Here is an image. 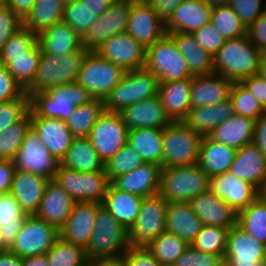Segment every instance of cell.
Masks as SVG:
<instances>
[{"label":"cell","instance_id":"cell-1","mask_svg":"<svg viewBox=\"0 0 266 266\" xmlns=\"http://www.w3.org/2000/svg\"><path fill=\"white\" fill-rule=\"evenodd\" d=\"M265 56L249 37L226 39L213 56L214 73L233 82L258 74L260 63Z\"/></svg>","mask_w":266,"mask_h":266},{"label":"cell","instance_id":"cell-2","mask_svg":"<svg viewBox=\"0 0 266 266\" xmlns=\"http://www.w3.org/2000/svg\"><path fill=\"white\" fill-rule=\"evenodd\" d=\"M210 189V176L198 165L161 168L159 194L167 202H189Z\"/></svg>","mask_w":266,"mask_h":266},{"label":"cell","instance_id":"cell-3","mask_svg":"<svg viewBox=\"0 0 266 266\" xmlns=\"http://www.w3.org/2000/svg\"><path fill=\"white\" fill-rule=\"evenodd\" d=\"M88 52L84 47L60 56L42 52L36 78L26 93L30 97L33 93L45 92L54 86L77 82Z\"/></svg>","mask_w":266,"mask_h":266},{"label":"cell","instance_id":"cell-4","mask_svg":"<svg viewBox=\"0 0 266 266\" xmlns=\"http://www.w3.org/2000/svg\"><path fill=\"white\" fill-rule=\"evenodd\" d=\"M93 97L78 82L61 84L45 92L30 96V108L39 117L66 121L75 108L88 103Z\"/></svg>","mask_w":266,"mask_h":266},{"label":"cell","instance_id":"cell-5","mask_svg":"<svg viewBox=\"0 0 266 266\" xmlns=\"http://www.w3.org/2000/svg\"><path fill=\"white\" fill-rule=\"evenodd\" d=\"M159 85L156 75L145 68L126 71L121 81L103 99L104 110L119 113L134 103L158 96Z\"/></svg>","mask_w":266,"mask_h":266},{"label":"cell","instance_id":"cell-6","mask_svg":"<svg viewBox=\"0 0 266 266\" xmlns=\"http://www.w3.org/2000/svg\"><path fill=\"white\" fill-rule=\"evenodd\" d=\"M90 241L85 249L88 259L123 255L131 246L128 230L103 206L97 211Z\"/></svg>","mask_w":266,"mask_h":266},{"label":"cell","instance_id":"cell-7","mask_svg":"<svg viewBox=\"0 0 266 266\" xmlns=\"http://www.w3.org/2000/svg\"><path fill=\"white\" fill-rule=\"evenodd\" d=\"M203 135L184 121H172L163 128V167L198 163Z\"/></svg>","mask_w":266,"mask_h":266},{"label":"cell","instance_id":"cell-8","mask_svg":"<svg viewBox=\"0 0 266 266\" xmlns=\"http://www.w3.org/2000/svg\"><path fill=\"white\" fill-rule=\"evenodd\" d=\"M144 68L156 75L160 82L193 77L174 39L167 33L146 48Z\"/></svg>","mask_w":266,"mask_h":266},{"label":"cell","instance_id":"cell-9","mask_svg":"<svg viewBox=\"0 0 266 266\" xmlns=\"http://www.w3.org/2000/svg\"><path fill=\"white\" fill-rule=\"evenodd\" d=\"M76 202L102 203L111 184L106 171L80 172L58 166L53 179Z\"/></svg>","mask_w":266,"mask_h":266},{"label":"cell","instance_id":"cell-10","mask_svg":"<svg viewBox=\"0 0 266 266\" xmlns=\"http://www.w3.org/2000/svg\"><path fill=\"white\" fill-rule=\"evenodd\" d=\"M168 202L159 193L143 197L139 214L128 230L131 246H147L166 230Z\"/></svg>","mask_w":266,"mask_h":266},{"label":"cell","instance_id":"cell-11","mask_svg":"<svg viewBox=\"0 0 266 266\" xmlns=\"http://www.w3.org/2000/svg\"><path fill=\"white\" fill-rule=\"evenodd\" d=\"M124 73L121 67L89 51L83 60L77 82L93 98L104 99L121 81Z\"/></svg>","mask_w":266,"mask_h":266},{"label":"cell","instance_id":"cell-12","mask_svg":"<svg viewBox=\"0 0 266 266\" xmlns=\"http://www.w3.org/2000/svg\"><path fill=\"white\" fill-rule=\"evenodd\" d=\"M59 238V229L54 225L34 214L27 215L14 243L8 250L22 258L44 255Z\"/></svg>","mask_w":266,"mask_h":266},{"label":"cell","instance_id":"cell-13","mask_svg":"<svg viewBox=\"0 0 266 266\" xmlns=\"http://www.w3.org/2000/svg\"><path fill=\"white\" fill-rule=\"evenodd\" d=\"M134 1L114 0L109 9L98 16L82 37L83 47L88 51H94L109 38L126 32Z\"/></svg>","mask_w":266,"mask_h":266},{"label":"cell","instance_id":"cell-14","mask_svg":"<svg viewBox=\"0 0 266 266\" xmlns=\"http://www.w3.org/2000/svg\"><path fill=\"white\" fill-rule=\"evenodd\" d=\"M128 131L119 113L104 111L92 127L88 138L106 163L127 144Z\"/></svg>","mask_w":266,"mask_h":266},{"label":"cell","instance_id":"cell-15","mask_svg":"<svg viewBox=\"0 0 266 266\" xmlns=\"http://www.w3.org/2000/svg\"><path fill=\"white\" fill-rule=\"evenodd\" d=\"M16 170L32 172L54 179L59 162L50 155L35 129L30 126L21 147L12 160Z\"/></svg>","mask_w":266,"mask_h":266},{"label":"cell","instance_id":"cell-16","mask_svg":"<svg viewBox=\"0 0 266 266\" xmlns=\"http://www.w3.org/2000/svg\"><path fill=\"white\" fill-rule=\"evenodd\" d=\"M93 52L125 72L143 69L146 63V48L127 32L109 38Z\"/></svg>","mask_w":266,"mask_h":266},{"label":"cell","instance_id":"cell-17","mask_svg":"<svg viewBox=\"0 0 266 266\" xmlns=\"http://www.w3.org/2000/svg\"><path fill=\"white\" fill-rule=\"evenodd\" d=\"M126 32L147 48L166 34L165 22L146 0H135Z\"/></svg>","mask_w":266,"mask_h":266},{"label":"cell","instance_id":"cell-18","mask_svg":"<svg viewBox=\"0 0 266 266\" xmlns=\"http://www.w3.org/2000/svg\"><path fill=\"white\" fill-rule=\"evenodd\" d=\"M266 259V245L237 224L229 230L224 261L228 266H252Z\"/></svg>","mask_w":266,"mask_h":266},{"label":"cell","instance_id":"cell-19","mask_svg":"<svg viewBox=\"0 0 266 266\" xmlns=\"http://www.w3.org/2000/svg\"><path fill=\"white\" fill-rule=\"evenodd\" d=\"M101 207L102 204L98 202H75L66 224L59 230L60 238L86 249L97 211Z\"/></svg>","mask_w":266,"mask_h":266},{"label":"cell","instance_id":"cell-20","mask_svg":"<svg viewBox=\"0 0 266 266\" xmlns=\"http://www.w3.org/2000/svg\"><path fill=\"white\" fill-rule=\"evenodd\" d=\"M30 119L31 126L50 155L60 162L75 138L66 122L58 118L39 117L31 108Z\"/></svg>","mask_w":266,"mask_h":266},{"label":"cell","instance_id":"cell-21","mask_svg":"<svg viewBox=\"0 0 266 266\" xmlns=\"http://www.w3.org/2000/svg\"><path fill=\"white\" fill-rule=\"evenodd\" d=\"M210 190L237 212L247 208L260 194L253 184L236 178L230 172L211 177Z\"/></svg>","mask_w":266,"mask_h":266},{"label":"cell","instance_id":"cell-22","mask_svg":"<svg viewBox=\"0 0 266 266\" xmlns=\"http://www.w3.org/2000/svg\"><path fill=\"white\" fill-rule=\"evenodd\" d=\"M212 8L205 0H183L165 22L166 33H194L210 23Z\"/></svg>","mask_w":266,"mask_h":266},{"label":"cell","instance_id":"cell-23","mask_svg":"<svg viewBox=\"0 0 266 266\" xmlns=\"http://www.w3.org/2000/svg\"><path fill=\"white\" fill-rule=\"evenodd\" d=\"M189 204L202 225L232 227L237 224L238 212L210 189L192 198Z\"/></svg>","mask_w":266,"mask_h":266},{"label":"cell","instance_id":"cell-24","mask_svg":"<svg viewBox=\"0 0 266 266\" xmlns=\"http://www.w3.org/2000/svg\"><path fill=\"white\" fill-rule=\"evenodd\" d=\"M119 114L128 130L135 128L163 129L172 122L162 106L159 95L125 107Z\"/></svg>","mask_w":266,"mask_h":266},{"label":"cell","instance_id":"cell-25","mask_svg":"<svg viewBox=\"0 0 266 266\" xmlns=\"http://www.w3.org/2000/svg\"><path fill=\"white\" fill-rule=\"evenodd\" d=\"M75 202L57 182L50 179L34 215L60 230L66 224Z\"/></svg>","mask_w":266,"mask_h":266},{"label":"cell","instance_id":"cell-26","mask_svg":"<svg viewBox=\"0 0 266 266\" xmlns=\"http://www.w3.org/2000/svg\"><path fill=\"white\" fill-rule=\"evenodd\" d=\"M229 172L236 178L253 184L259 191L266 183V156L253 143L237 149Z\"/></svg>","mask_w":266,"mask_h":266},{"label":"cell","instance_id":"cell-27","mask_svg":"<svg viewBox=\"0 0 266 266\" xmlns=\"http://www.w3.org/2000/svg\"><path fill=\"white\" fill-rule=\"evenodd\" d=\"M49 180L40 174L16 170L9 193L26 214L33 215L38 210Z\"/></svg>","mask_w":266,"mask_h":266},{"label":"cell","instance_id":"cell-28","mask_svg":"<svg viewBox=\"0 0 266 266\" xmlns=\"http://www.w3.org/2000/svg\"><path fill=\"white\" fill-rule=\"evenodd\" d=\"M233 81L216 73L192 77L191 109L213 106L230 98Z\"/></svg>","mask_w":266,"mask_h":266},{"label":"cell","instance_id":"cell-29","mask_svg":"<svg viewBox=\"0 0 266 266\" xmlns=\"http://www.w3.org/2000/svg\"><path fill=\"white\" fill-rule=\"evenodd\" d=\"M162 166L154 163H142L126 174L116 177L111 183L122 191L142 197L157 194Z\"/></svg>","mask_w":266,"mask_h":266},{"label":"cell","instance_id":"cell-30","mask_svg":"<svg viewBox=\"0 0 266 266\" xmlns=\"http://www.w3.org/2000/svg\"><path fill=\"white\" fill-rule=\"evenodd\" d=\"M192 77L160 82L159 97L172 121H183L191 110Z\"/></svg>","mask_w":266,"mask_h":266},{"label":"cell","instance_id":"cell-31","mask_svg":"<svg viewBox=\"0 0 266 266\" xmlns=\"http://www.w3.org/2000/svg\"><path fill=\"white\" fill-rule=\"evenodd\" d=\"M41 51L58 56L83 47L82 37L66 22L60 21L38 34Z\"/></svg>","mask_w":266,"mask_h":266},{"label":"cell","instance_id":"cell-32","mask_svg":"<svg viewBox=\"0 0 266 266\" xmlns=\"http://www.w3.org/2000/svg\"><path fill=\"white\" fill-rule=\"evenodd\" d=\"M143 197L117 189L112 183L102 201V206L127 230L139 214Z\"/></svg>","mask_w":266,"mask_h":266},{"label":"cell","instance_id":"cell-33","mask_svg":"<svg viewBox=\"0 0 266 266\" xmlns=\"http://www.w3.org/2000/svg\"><path fill=\"white\" fill-rule=\"evenodd\" d=\"M237 149L204 136L201 142L198 165L211 177L229 172Z\"/></svg>","mask_w":266,"mask_h":266},{"label":"cell","instance_id":"cell-34","mask_svg":"<svg viewBox=\"0 0 266 266\" xmlns=\"http://www.w3.org/2000/svg\"><path fill=\"white\" fill-rule=\"evenodd\" d=\"M202 227L189 202H168L166 212V230L175 233L189 245L197 237Z\"/></svg>","mask_w":266,"mask_h":266},{"label":"cell","instance_id":"cell-35","mask_svg":"<svg viewBox=\"0 0 266 266\" xmlns=\"http://www.w3.org/2000/svg\"><path fill=\"white\" fill-rule=\"evenodd\" d=\"M254 128L253 118L235 114L215 127L208 136L217 142L240 149L253 141Z\"/></svg>","mask_w":266,"mask_h":266},{"label":"cell","instance_id":"cell-36","mask_svg":"<svg viewBox=\"0 0 266 266\" xmlns=\"http://www.w3.org/2000/svg\"><path fill=\"white\" fill-rule=\"evenodd\" d=\"M169 35L174 39L178 50L188 63L192 76L214 73L213 56L197 43L193 33L177 32Z\"/></svg>","mask_w":266,"mask_h":266},{"label":"cell","instance_id":"cell-37","mask_svg":"<svg viewBox=\"0 0 266 266\" xmlns=\"http://www.w3.org/2000/svg\"><path fill=\"white\" fill-rule=\"evenodd\" d=\"M235 115L230 98L213 106L192 108L183 120L194 132L207 136L215 127Z\"/></svg>","mask_w":266,"mask_h":266},{"label":"cell","instance_id":"cell-38","mask_svg":"<svg viewBox=\"0 0 266 266\" xmlns=\"http://www.w3.org/2000/svg\"><path fill=\"white\" fill-rule=\"evenodd\" d=\"M59 165L84 173L105 171V163L88 137L74 138Z\"/></svg>","mask_w":266,"mask_h":266},{"label":"cell","instance_id":"cell-39","mask_svg":"<svg viewBox=\"0 0 266 266\" xmlns=\"http://www.w3.org/2000/svg\"><path fill=\"white\" fill-rule=\"evenodd\" d=\"M127 144L140 154L144 162L163 167V129L135 128L129 130Z\"/></svg>","mask_w":266,"mask_h":266},{"label":"cell","instance_id":"cell-40","mask_svg":"<svg viewBox=\"0 0 266 266\" xmlns=\"http://www.w3.org/2000/svg\"><path fill=\"white\" fill-rule=\"evenodd\" d=\"M27 215L13 195L0 194V239L7 249L14 243Z\"/></svg>","mask_w":266,"mask_h":266},{"label":"cell","instance_id":"cell-41","mask_svg":"<svg viewBox=\"0 0 266 266\" xmlns=\"http://www.w3.org/2000/svg\"><path fill=\"white\" fill-rule=\"evenodd\" d=\"M65 9L63 0H36L31 10L23 18V27L39 34L62 21Z\"/></svg>","mask_w":266,"mask_h":266},{"label":"cell","instance_id":"cell-42","mask_svg":"<svg viewBox=\"0 0 266 266\" xmlns=\"http://www.w3.org/2000/svg\"><path fill=\"white\" fill-rule=\"evenodd\" d=\"M103 99L93 98L73 111L65 121L75 138L88 137L97 119L104 113Z\"/></svg>","mask_w":266,"mask_h":266},{"label":"cell","instance_id":"cell-43","mask_svg":"<svg viewBox=\"0 0 266 266\" xmlns=\"http://www.w3.org/2000/svg\"><path fill=\"white\" fill-rule=\"evenodd\" d=\"M41 53L40 45L37 43L25 55L10 57V62L5 66L25 91L34 83Z\"/></svg>","mask_w":266,"mask_h":266},{"label":"cell","instance_id":"cell-44","mask_svg":"<svg viewBox=\"0 0 266 266\" xmlns=\"http://www.w3.org/2000/svg\"><path fill=\"white\" fill-rule=\"evenodd\" d=\"M189 246L178 235L165 230L146 247L162 266H173Z\"/></svg>","mask_w":266,"mask_h":266},{"label":"cell","instance_id":"cell-45","mask_svg":"<svg viewBox=\"0 0 266 266\" xmlns=\"http://www.w3.org/2000/svg\"><path fill=\"white\" fill-rule=\"evenodd\" d=\"M237 225L266 245V202L259 196L247 208L238 212Z\"/></svg>","mask_w":266,"mask_h":266},{"label":"cell","instance_id":"cell-46","mask_svg":"<svg viewBox=\"0 0 266 266\" xmlns=\"http://www.w3.org/2000/svg\"><path fill=\"white\" fill-rule=\"evenodd\" d=\"M212 23L225 39H236L247 35V27L230 5H217L212 8Z\"/></svg>","mask_w":266,"mask_h":266},{"label":"cell","instance_id":"cell-47","mask_svg":"<svg viewBox=\"0 0 266 266\" xmlns=\"http://www.w3.org/2000/svg\"><path fill=\"white\" fill-rule=\"evenodd\" d=\"M31 126L30 109L17 122L0 132V160H13Z\"/></svg>","mask_w":266,"mask_h":266},{"label":"cell","instance_id":"cell-48","mask_svg":"<svg viewBox=\"0 0 266 266\" xmlns=\"http://www.w3.org/2000/svg\"><path fill=\"white\" fill-rule=\"evenodd\" d=\"M49 266H87L84 248L59 238L46 253Z\"/></svg>","mask_w":266,"mask_h":266},{"label":"cell","instance_id":"cell-49","mask_svg":"<svg viewBox=\"0 0 266 266\" xmlns=\"http://www.w3.org/2000/svg\"><path fill=\"white\" fill-rule=\"evenodd\" d=\"M230 228L202 225L191 246L201 252L219 254L224 258Z\"/></svg>","mask_w":266,"mask_h":266},{"label":"cell","instance_id":"cell-50","mask_svg":"<svg viewBox=\"0 0 266 266\" xmlns=\"http://www.w3.org/2000/svg\"><path fill=\"white\" fill-rule=\"evenodd\" d=\"M234 113L257 120L266 110L258 99L243 85L242 82H234L230 92Z\"/></svg>","mask_w":266,"mask_h":266},{"label":"cell","instance_id":"cell-51","mask_svg":"<svg viewBox=\"0 0 266 266\" xmlns=\"http://www.w3.org/2000/svg\"><path fill=\"white\" fill-rule=\"evenodd\" d=\"M37 43L38 34L22 26L4 45L0 52V63L6 66L10 62V57L25 55Z\"/></svg>","mask_w":266,"mask_h":266},{"label":"cell","instance_id":"cell-52","mask_svg":"<svg viewBox=\"0 0 266 266\" xmlns=\"http://www.w3.org/2000/svg\"><path fill=\"white\" fill-rule=\"evenodd\" d=\"M144 163L142 157L130 145H124L105 163V171L110 182Z\"/></svg>","mask_w":266,"mask_h":266},{"label":"cell","instance_id":"cell-53","mask_svg":"<svg viewBox=\"0 0 266 266\" xmlns=\"http://www.w3.org/2000/svg\"><path fill=\"white\" fill-rule=\"evenodd\" d=\"M97 18L98 15L80 0L65 3L62 21L68 23L81 37Z\"/></svg>","mask_w":266,"mask_h":266},{"label":"cell","instance_id":"cell-54","mask_svg":"<svg viewBox=\"0 0 266 266\" xmlns=\"http://www.w3.org/2000/svg\"><path fill=\"white\" fill-rule=\"evenodd\" d=\"M30 109V98L0 102V132L19 121Z\"/></svg>","mask_w":266,"mask_h":266},{"label":"cell","instance_id":"cell-55","mask_svg":"<svg viewBox=\"0 0 266 266\" xmlns=\"http://www.w3.org/2000/svg\"><path fill=\"white\" fill-rule=\"evenodd\" d=\"M223 262L221 255L201 252L190 245L173 266H219Z\"/></svg>","mask_w":266,"mask_h":266},{"label":"cell","instance_id":"cell-56","mask_svg":"<svg viewBox=\"0 0 266 266\" xmlns=\"http://www.w3.org/2000/svg\"><path fill=\"white\" fill-rule=\"evenodd\" d=\"M265 1L266 0H230L229 5L248 28L252 22L266 12Z\"/></svg>","mask_w":266,"mask_h":266},{"label":"cell","instance_id":"cell-57","mask_svg":"<svg viewBox=\"0 0 266 266\" xmlns=\"http://www.w3.org/2000/svg\"><path fill=\"white\" fill-rule=\"evenodd\" d=\"M193 34L197 43L212 56L218 52L226 41L223 34L212 23L206 24Z\"/></svg>","mask_w":266,"mask_h":266},{"label":"cell","instance_id":"cell-58","mask_svg":"<svg viewBox=\"0 0 266 266\" xmlns=\"http://www.w3.org/2000/svg\"><path fill=\"white\" fill-rule=\"evenodd\" d=\"M23 26V19L9 6L0 7V52L11 36Z\"/></svg>","mask_w":266,"mask_h":266},{"label":"cell","instance_id":"cell-59","mask_svg":"<svg viewBox=\"0 0 266 266\" xmlns=\"http://www.w3.org/2000/svg\"><path fill=\"white\" fill-rule=\"evenodd\" d=\"M30 98L5 66L0 67V102Z\"/></svg>","mask_w":266,"mask_h":266},{"label":"cell","instance_id":"cell-60","mask_svg":"<svg viewBox=\"0 0 266 266\" xmlns=\"http://www.w3.org/2000/svg\"><path fill=\"white\" fill-rule=\"evenodd\" d=\"M123 258L127 266H162L146 246H130Z\"/></svg>","mask_w":266,"mask_h":266},{"label":"cell","instance_id":"cell-61","mask_svg":"<svg viewBox=\"0 0 266 266\" xmlns=\"http://www.w3.org/2000/svg\"><path fill=\"white\" fill-rule=\"evenodd\" d=\"M247 36L259 51L266 56V12L248 26Z\"/></svg>","mask_w":266,"mask_h":266},{"label":"cell","instance_id":"cell-62","mask_svg":"<svg viewBox=\"0 0 266 266\" xmlns=\"http://www.w3.org/2000/svg\"><path fill=\"white\" fill-rule=\"evenodd\" d=\"M241 82L266 109V80L255 74L244 78Z\"/></svg>","mask_w":266,"mask_h":266},{"label":"cell","instance_id":"cell-63","mask_svg":"<svg viewBox=\"0 0 266 266\" xmlns=\"http://www.w3.org/2000/svg\"><path fill=\"white\" fill-rule=\"evenodd\" d=\"M16 168L12 160H0V194L10 192Z\"/></svg>","mask_w":266,"mask_h":266},{"label":"cell","instance_id":"cell-64","mask_svg":"<svg viewBox=\"0 0 266 266\" xmlns=\"http://www.w3.org/2000/svg\"><path fill=\"white\" fill-rule=\"evenodd\" d=\"M159 15V17L166 22L173 11L183 0H146Z\"/></svg>","mask_w":266,"mask_h":266},{"label":"cell","instance_id":"cell-65","mask_svg":"<svg viewBox=\"0 0 266 266\" xmlns=\"http://www.w3.org/2000/svg\"><path fill=\"white\" fill-rule=\"evenodd\" d=\"M266 156V110L255 120L254 137L252 141Z\"/></svg>","mask_w":266,"mask_h":266},{"label":"cell","instance_id":"cell-66","mask_svg":"<svg viewBox=\"0 0 266 266\" xmlns=\"http://www.w3.org/2000/svg\"><path fill=\"white\" fill-rule=\"evenodd\" d=\"M35 2L36 0H7V6L23 19Z\"/></svg>","mask_w":266,"mask_h":266},{"label":"cell","instance_id":"cell-67","mask_svg":"<svg viewBox=\"0 0 266 266\" xmlns=\"http://www.w3.org/2000/svg\"><path fill=\"white\" fill-rule=\"evenodd\" d=\"M87 266H127L123 255L88 259Z\"/></svg>","mask_w":266,"mask_h":266},{"label":"cell","instance_id":"cell-68","mask_svg":"<svg viewBox=\"0 0 266 266\" xmlns=\"http://www.w3.org/2000/svg\"><path fill=\"white\" fill-rule=\"evenodd\" d=\"M94 11L98 16L102 15L112 5L114 0H80Z\"/></svg>","mask_w":266,"mask_h":266},{"label":"cell","instance_id":"cell-69","mask_svg":"<svg viewBox=\"0 0 266 266\" xmlns=\"http://www.w3.org/2000/svg\"><path fill=\"white\" fill-rule=\"evenodd\" d=\"M0 266H23L22 257L6 250L0 253Z\"/></svg>","mask_w":266,"mask_h":266},{"label":"cell","instance_id":"cell-70","mask_svg":"<svg viewBox=\"0 0 266 266\" xmlns=\"http://www.w3.org/2000/svg\"><path fill=\"white\" fill-rule=\"evenodd\" d=\"M23 266H49L46 254L22 258Z\"/></svg>","mask_w":266,"mask_h":266},{"label":"cell","instance_id":"cell-71","mask_svg":"<svg viewBox=\"0 0 266 266\" xmlns=\"http://www.w3.org/2000/svg\"><path fill=\"white\" fill-rule=\"evenodd\" d=\"M258 75L266 80V56L262 59L261 63H260V67H259V71H258Z\"/></svg>","mask_w":266,"mask_h":266},{"label":"cell","instance_id":"cell-72","mask_svg":"<svg viewBox=\"0 0 266 266\" xmlns=\"http://www.w3.org/2000/svg\"><path fill=\"white\" fill-rule=\"evenodd\" d=\"M208 2L211 6H217V5H229L230 0H205Z\"/></svg>","mask_w":266,"mask_h":266},{"label":"cell","instance_id":"cell-73","mask_svg":"<svg viewBox=\"0 0 266 266\" xmlns=\"http://www.w3.org/2000/svg\"><path fill=\"white\" fill-rule=\"evenodd\" d=\"M259 196L266 202V183L260 189Z\"/></svg>","mask_w":266,"mask_h":266},{"label":"cell","instance_id":"cell-74","mask_svg":"<svg viewBox=\"0 0 266 266\" xmlns=\"http://www.w3.org/2000/svg\"><path fill=\"white\" fill-rule=\"evenodd\" d=\"M252 266H266V259L265 260H261V261H257Z\"/></svg>","mask_w":266,"mask_h":266},{"label":"cell","instance_id":"cell-75","mask_svg":"<svg viewBox=\"0 0 266 266\" xmlns=\"http://www.w3.org/2000/svg\"><path fill=\"white\" fill-rule=\"evenodd\" d=\"M6 250H8V249L3 245V243H2V241L0 239V253L4 252Z\"/></svg>","mask_w":266,"mask_h":266},{"label":"cell","instance_id":"cell-76","mask_svg":"<svg viewBox=\"0 0 266 266\" xmlns=\"http://www.w3.org/2000/svg\"><path fill=\"white\" fill-rule=\"evenodd\" d=\"M7 0H0V7L6 6Z\"/></svg>","mask_w":266,"mask_h":266},{"label":"cell","instance_id":"cell-77","mask_svg":"<svg viewBox=\"0 0 266 266\" xmlns=\"http://www.w3.org/2000/svg\"><path fill=\"white\" fill-rule=\"evenodd\" d=\"M219 266H228V264L224 261L222 264H220Z\"/></svg>","mask_w":266,"mask_h":266},{"label":"cell","instance_id":"cell-78","mask_svg":"<svg viewBox=\"0 0 266 266\" xmlns=\"http://www.w3.org/2000/svg\"><path fill=\"white\" fill-rule=\"evenodd\" d=\"M65 3L72 2L73 0H63Z\"/></svg>","mask_w":266,"mask_h":266}]
</instances>
